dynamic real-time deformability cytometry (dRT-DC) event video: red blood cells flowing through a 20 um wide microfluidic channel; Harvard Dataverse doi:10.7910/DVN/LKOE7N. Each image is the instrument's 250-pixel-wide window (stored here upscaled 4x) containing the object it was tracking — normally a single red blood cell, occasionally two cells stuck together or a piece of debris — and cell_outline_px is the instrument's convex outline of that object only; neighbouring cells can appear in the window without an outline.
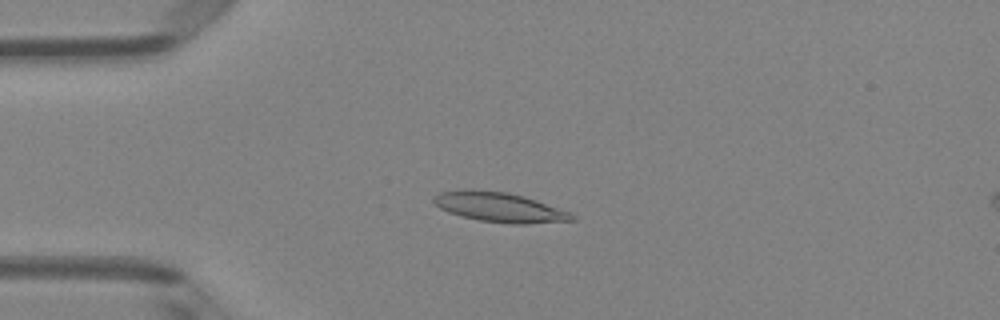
{"species": "Egyptian fruit bat (a non-hibernating species)", "species_latin": "Rousettus aegyptiacus", "temperature_condition": "room temperature", "stored_images_in_passage": 50, "camera_frame_rate_fps": 3000, "um_per_image_px": 0.085, "animal": {"sex": "female"}, "frame": {"image": 1, "passage_image": 13, "time_ms": 4.0, "image_size_px": [1000, 320], "cell_outline_px": [[576, 220], [528, 224], [512, 224], [480, 220], [448, 212], [440, 208], [432, 200], [432, 196], [440, 192], [468, 188], [472, 188], [508, 192], [524, 196], [572, 212], [576, 216]], "centroid_in_image_um": [42.47, 17.59], "position_along_channel_um": 42.5, "area_um2": 24.22}}
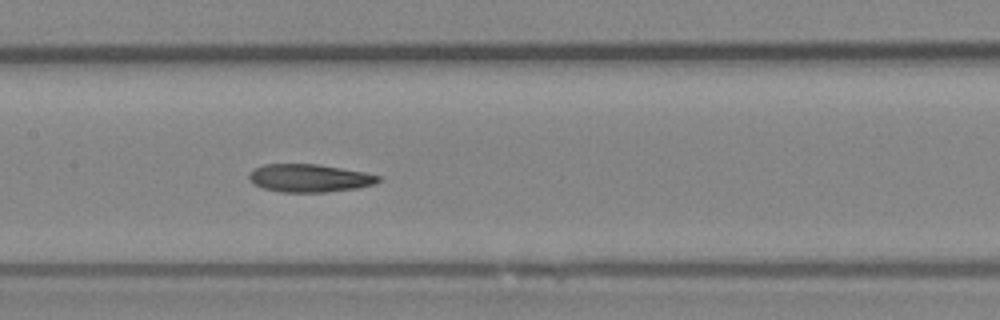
{"frame": {"image": 2, "passage_image": 25, "time_ms": 8.0, "image_size_px": [1000, 320], "cell_outline_px": [[384, 180], [376, 184], [356, 188], [324, 192], [280, 192], [264, 188], [252, 184], [248, 180], [248, 172], [264, 164], [316, 164], [364, 172], [380, 176]], "centroid_in_image_um": [26.29, 15.14], "position_along_channel_um": 181.1, "area_um2": 21.15}}
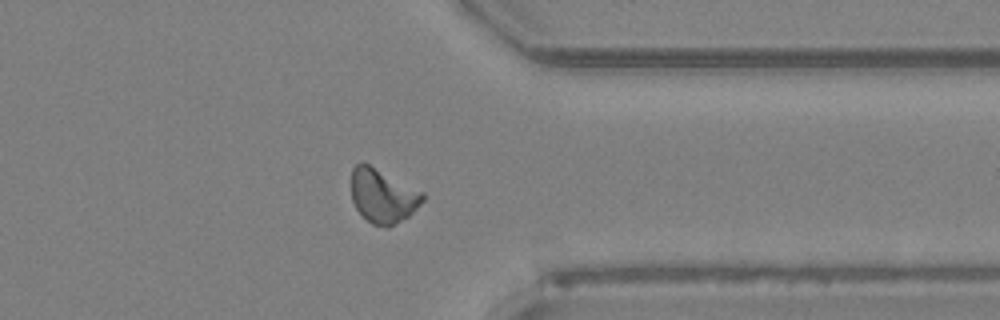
{"frame": {"image": 3, "passage_image": 40, "time_ms": 13.0, "image_size_px": [1000, 320], "cell_outline_px": [[424, 200], [408, 216], [388, 228], [372, 224], [356, 208], [352, 200], [352, 168], [356, 164], [368, 164], [424, 192]], "centroid_in_image_um": [32.54, 16.66], "position_along_channel_um": 378.9, "area_um2": 22.08}, "authors_computed_cell_mechanics": {"area_um2": 21.675, "velocity_mm_per_s": 4.071, "shape_relaxation_time_tau1_ms": null, "shape_relaxation_time_tau2_ms": 7.6622, "deformation_change_tau1": null, "deformation_change_tau2": 0.1386}}